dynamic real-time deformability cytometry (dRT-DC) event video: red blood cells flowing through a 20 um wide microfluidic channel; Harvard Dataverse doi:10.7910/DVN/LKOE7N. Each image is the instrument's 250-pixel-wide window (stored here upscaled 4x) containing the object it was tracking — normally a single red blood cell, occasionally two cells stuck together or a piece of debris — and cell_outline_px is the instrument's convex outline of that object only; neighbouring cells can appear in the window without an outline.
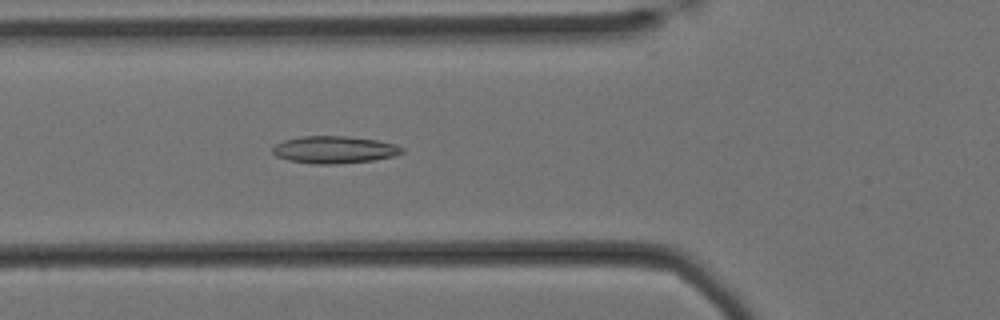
{"species": "Egyptian fruit bat (a non-hibernating species)", "species_latin": "Rousettus aegyptiacus", "temperature_condition": "cold", "stored_images_in_passage": 58, "camera_frame_rate_fps": 3000, "um_per_image_px": 0.085, "animal": {"sex": "female"}, "frame": {"image": 1, "passage_image": 20, "time_ms": 6.333, "image_size_px": [1000, 320], "cell_outline_px": [[404, 152], [396, 156], [376, 160], [336, 164], [312, 164], [288, 160], [276, 156], [272, 152], [272, 148], [276, 144], [284, 140], [304, 136], [344, 136], [376, 140], [396, 144], [404, 148]], "centroid_in_image_um": [28.45, 12.73], "position_along_channel_um": 97.4, "area_um2": 20.69}}
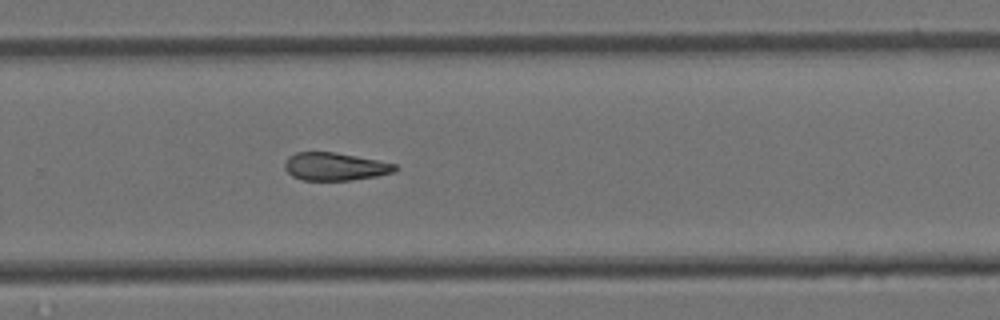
{"frame": {"image": 2, "passage_image": 38, "time_ms": 12.333, "image_size_px": [1000, 320], "cell_outline_px": [[400, 168], [396, 172], [376, 176], [352, 180], [304, 180], [292, 176], [284, 168], [284, 164], [288, 156], [296, 152], [336, 152], [396, 164]], "centroid_in_image_um": [28.49, 14.15], "position_along_channel_um": 301.3, "area_um2": 17.98}}
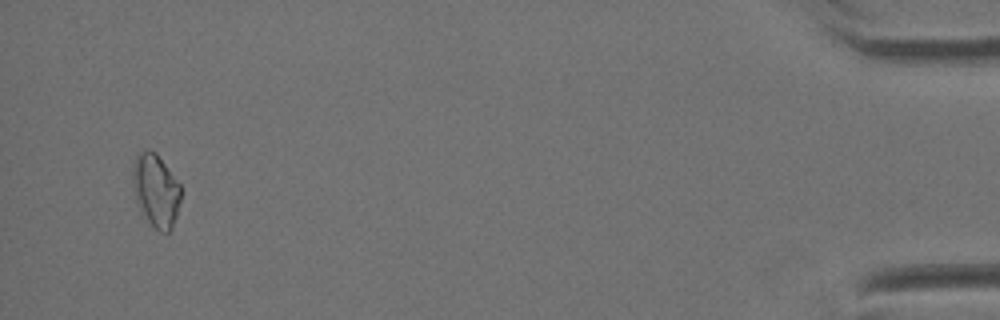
{"frame": {"image": 3, "passage_image": 56, "time_ms": 18.333, "image_size_px": [1000, 320], "cell_outline_px": [[180, 200], [176, 216], [172, 228], [168, 232], [160, 232], [140, 212], [136, 204], [132, 184], [132, 168], [136, 152], [156, 152], [180, 184]], "centroid_in_image_um": [13.22, 16.19], "position_along_channel_um": 422.0, "area_um2": 20.46}, "authors_computed_cell_mechanics": {"area_um2": 19.1607, "velocity_mm_per_s": 3.4002, "shape_relaxation_time_tau1_ms": 9.4796, "shape_relaxation_time_tau2_ms": null, "deformation_change_tau1": 0.1699, "deformation_change_tau2": null}}